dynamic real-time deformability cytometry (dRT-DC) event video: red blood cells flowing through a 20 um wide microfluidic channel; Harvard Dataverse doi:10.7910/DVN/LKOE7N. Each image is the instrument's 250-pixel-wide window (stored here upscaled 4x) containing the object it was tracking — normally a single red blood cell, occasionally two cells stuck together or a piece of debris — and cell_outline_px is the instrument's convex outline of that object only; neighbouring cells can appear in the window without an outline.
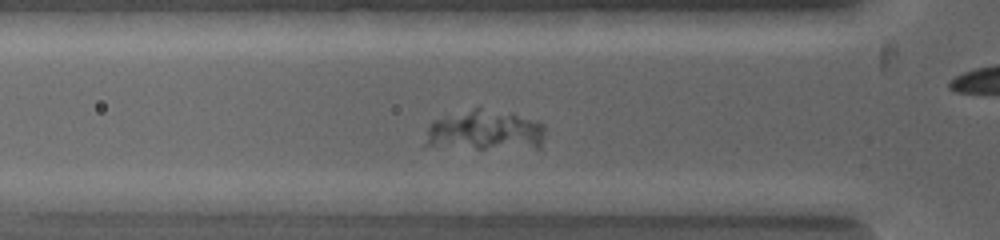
{"species": "common noctule bat (a hibernating species)", "species_latin": "Nyctalus noctula", "temperature_condition": "warm", "stored_images_in_passage": 6, "camera_frame_rate_fps": 5000, "um_per_image_px": 0.085, "animal": {"sex": "female", "body_mass_g": 19.0, "forearm_length_mm": 53.3}, "frame": {"image": 1, "passage_image": 4, "time_ms": 1.0, "image_size_px": [1000, 240], "cell_outline_px": [[544, 136], [540, 148], [420, 148], [428, 124], [432, 120], [444, 116], [476, 108], [480, 108], [512, 112], [536, 120], [544, 128]], "centroid_in_image_um": [41.1, 11.12], "position_along_channel_um": 84.7, "area_um2": 29.07}}